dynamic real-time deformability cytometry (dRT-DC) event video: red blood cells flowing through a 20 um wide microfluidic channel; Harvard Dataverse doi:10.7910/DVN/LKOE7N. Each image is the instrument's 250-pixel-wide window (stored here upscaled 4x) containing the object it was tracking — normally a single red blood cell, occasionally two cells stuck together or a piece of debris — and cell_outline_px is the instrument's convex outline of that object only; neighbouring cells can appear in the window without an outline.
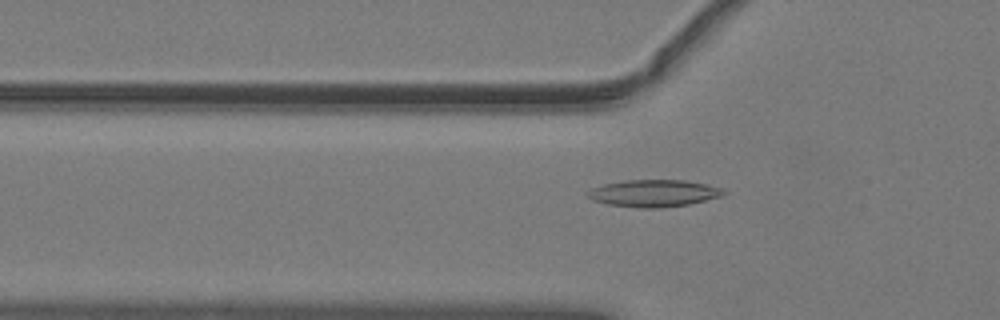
{"species": "common noctule bat (a hibernating species)", "species_latin": "Nyctalus noctula", "temperature_condition": "warm", "stored_images_in_passage": 52, "camera_frame_rate_fps": 3000, "um_per_image_px": 0.085, "animal": {"sex": "male", "body_mass_g": 19.2, "forearm_length_mm": 51.8}, "frame": {"image": 1, "passage_image": 18, "time_ms": 5.667, "image_size_px": [1000, 320], "cell_outline_px": [[728, 192], [724, 196], [688, 204], [660, 208], [640, 208], [608, 204], [592, 200], [584, 192], [592, 188], [604, 184], [624, 180], [684, 180], [708, 184], [724, 188]], "centroid_in_image_um": [55.61, 16.42], "position_along_channel_um": 70.2, "area_um2": 21.68}}
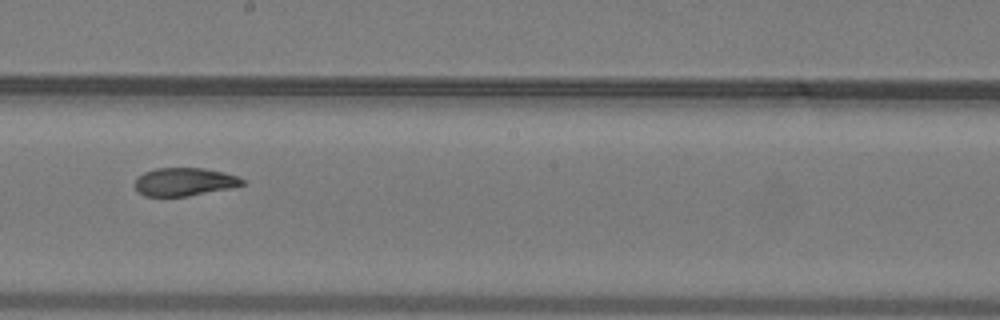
{"frame": {"image": 2, "passage_image": 30, "time_ms": 9.667, "image_size_px": [1000, 320], "cell_outline_px": [[244, 184], [232, 188], [188, 196], [144, 196], [136, 192], [132, 184], [136, 176], [144, 172], [156, 168], [204, 168], [224, 172], [236, 176], [244, 180]], "centroid_in_image_um": [15.6, 15.46], "position_along_channel_um": 232.6, "area_um2": 17.92}}
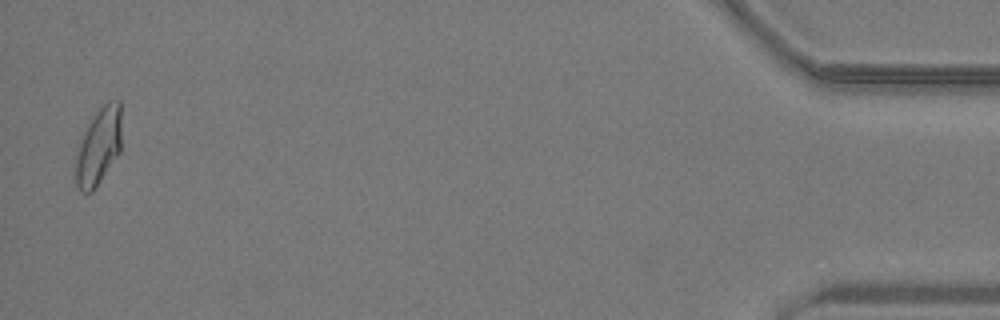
{"frame": {"image": 3, "passage_image": 51, "time_ms": 16.667, "image_size_px": [1000, 320], "cell_outline_px": [[120, 152], [92, 192], [80, 192], [76, 184], [76, 160], [80, 144], [84, 132], [92, 116], [100, 104], [108, 100], [120, 100]], "centroid_in_image_um": [8.39, 12.4], "position_along_channel_um": 426.8, "area_um2": 20.4}, "authors_computed_cell_mechanics": {"area_um2": 19.3052, "velocity_mm_per_s": 4.0523, "shape_relaxation_time_tau1_ms": null, "shape_relaxation_time_tau2_ms": 1.6919, "deformation_change_tau1": null, "deformation_change_tau2": 0.0694}}